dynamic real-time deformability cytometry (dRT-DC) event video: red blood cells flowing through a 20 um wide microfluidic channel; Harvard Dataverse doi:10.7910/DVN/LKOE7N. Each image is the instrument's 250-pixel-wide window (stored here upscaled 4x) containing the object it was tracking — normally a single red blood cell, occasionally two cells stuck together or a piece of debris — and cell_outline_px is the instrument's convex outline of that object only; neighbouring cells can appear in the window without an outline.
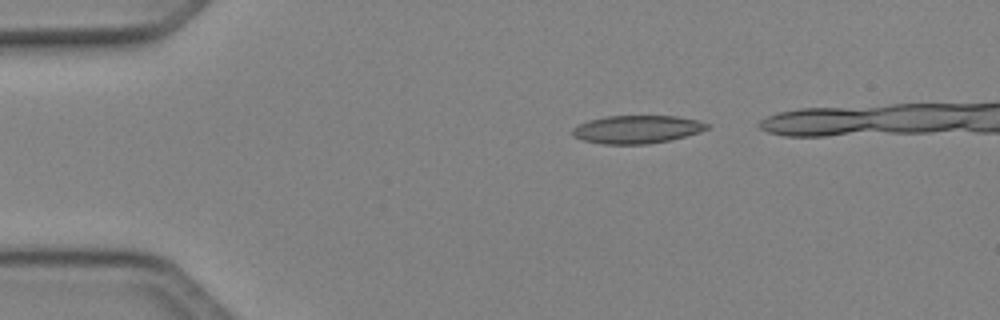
{"species": "Egyptian fruit bat (a non-hibernating species)", "species_latin": "Rousettus aegyptiacus", "temperature_condition": "cold", "stored_images_in_passage": 34, "camera_frame_rate_fps": 3000, "um_per_image_px": 0.085, "animal": {"sex": "female"}, "frame": {"image": 1, "passage_image": 1, "time_ms": 0.0, "image_size_px": [1000, 320], "cell_outline_px": [[708, 128], [700, 132], [668, 140], [648, 144], [600, 144], [584, 140], [572, 136], [572, 128], [588, 120], [608, 116], [676, 116], [696, 120], [708, 124]], "centroid_in_image_um": [54.1, 11.0], "position_along_channel_um": 30.9, "area_um2": 21.79}}
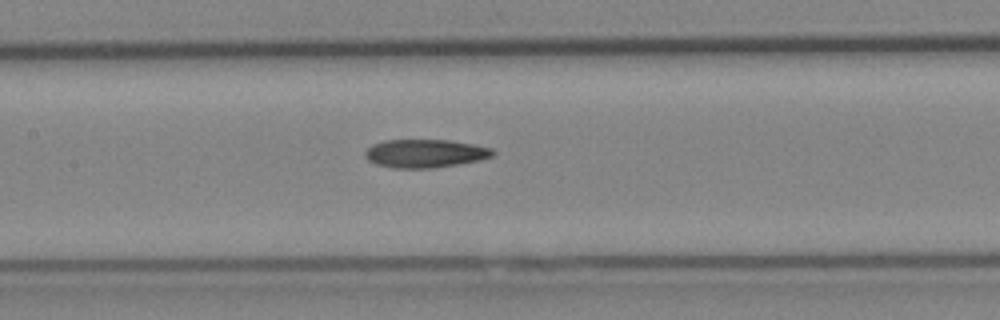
{"frame": {"image": 2, "passage_image": 15, "time_ms": 4.667, "image_size_px": [1000, 320], "cell_outline_px": [[496, 152], [492, 156], [480, 160], [432, 168], [392, 168], [376, 164], [368, 160], [364, 156], [364, 152], [372, 144], [384, 140], [448, 140], [472, 144], [492, 148]], "centroid_in_image_um": [36.11, 13.04], "position_along_channel_um": 171.3, "area_um2": 21.04}}
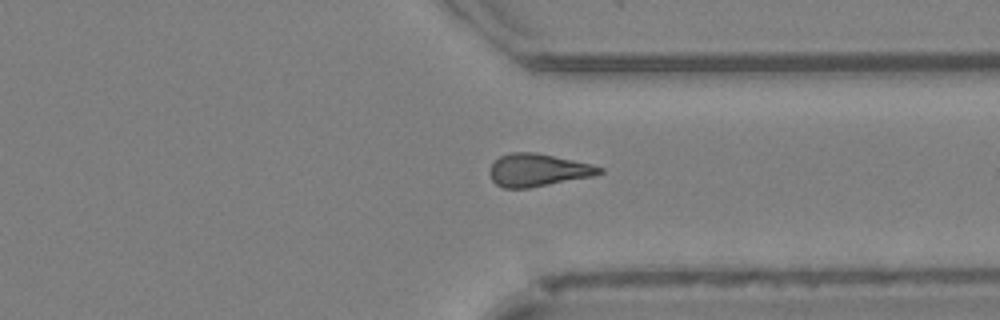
{"frame": {"image": 3, "passage_image": 29, "time_ms": 9.333, "image_size_px": [1000, 320], "cell_outline_px": [[604, 172], [592, 176], [528, 188], [504, 188], [496, 184], [492, 180], [488, 172], [488, 168], [500, 156], [512, 152], [536, 152], [592, 164], [604, 168]], "centroid_in_image_um": [45.7, 14.45], "position_along_channel_um": 365.7, "area_um2": 20.87}}